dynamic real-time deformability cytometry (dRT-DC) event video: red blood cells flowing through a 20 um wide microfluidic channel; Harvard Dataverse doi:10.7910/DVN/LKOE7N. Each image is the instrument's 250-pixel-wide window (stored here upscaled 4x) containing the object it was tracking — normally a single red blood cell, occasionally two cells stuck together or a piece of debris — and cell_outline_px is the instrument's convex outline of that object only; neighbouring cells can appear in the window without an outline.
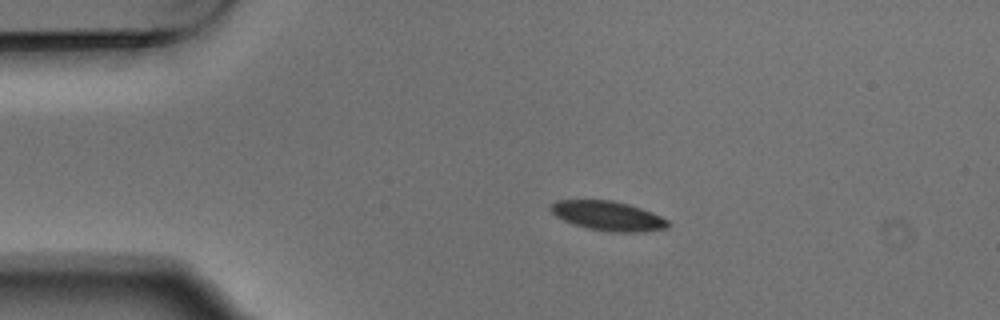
{"species": "Egyptian fruit bat (a non-hibernating species)", "species_latin": "Rousettus aegyptiacus", "temperature_condition": "warm", "stored_images_in_passage": 8, "camera_frame_rate_fps": 3000, "um_per_image_px": 0.085, "animal": {"sex": "male"}, "frame": {"image": 1, "passage_image": 3, "time_ms": 0.667, "image_size_px": [1000, 320], "cell_outline_px": [[668, 228], [644, 232], [612, 232], [588, 228], [572, 224], [556, 216], [552, 212], [552, 204], [556, 200], [612, 200], [628, 204], [652, 212], [668, 220]], "centroid_in_image_um": [51.7, 18.35], "position_along_channel_um": 33.3, "area_um2": 20.0}}
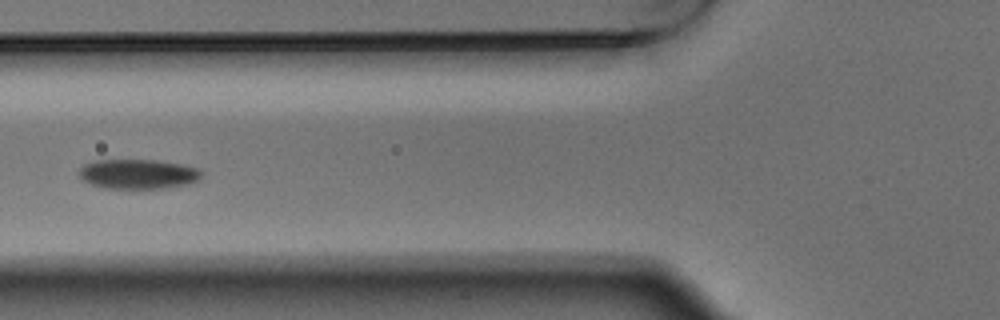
{"frame": {"image": 2, "passage_image": 5, "time_ms": 1.333, "image_size_px": [1000, 320], "cell_outline_px": [[204, 172], [200, 180], [192, 184], [168, 188], [104, 188], [80, 180], [76, 172], [84, 164], [96, 160], [156, 160], [184, 164], [200, 168]], "centroid_in_image_um": [11.78, 14.79], "position_along_channel_um": 114.0, "area_um2": 21.79}}
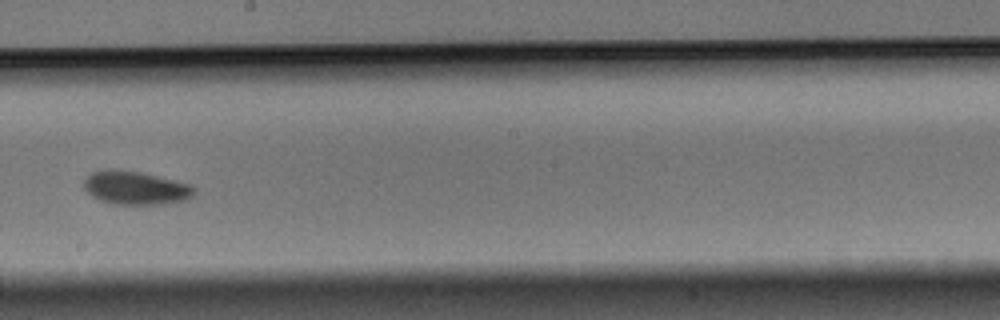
{"frame": {"image": 3, "passage_image": 8, "time_ms": 2.333, "image_size_px": [1000, 320], "cell_outline_px": [[196, 192], [188, 200], [164, 204], [116, 204], [100, 200], [92, 196], [84, 188], [84, 180], [92, 172], [140, 172], [192, 184], [196, 188]], "centroid_in_image_um": [11.63, 16.02], "position_along_channel_um": 236.6, "area_um2": 20.92}}